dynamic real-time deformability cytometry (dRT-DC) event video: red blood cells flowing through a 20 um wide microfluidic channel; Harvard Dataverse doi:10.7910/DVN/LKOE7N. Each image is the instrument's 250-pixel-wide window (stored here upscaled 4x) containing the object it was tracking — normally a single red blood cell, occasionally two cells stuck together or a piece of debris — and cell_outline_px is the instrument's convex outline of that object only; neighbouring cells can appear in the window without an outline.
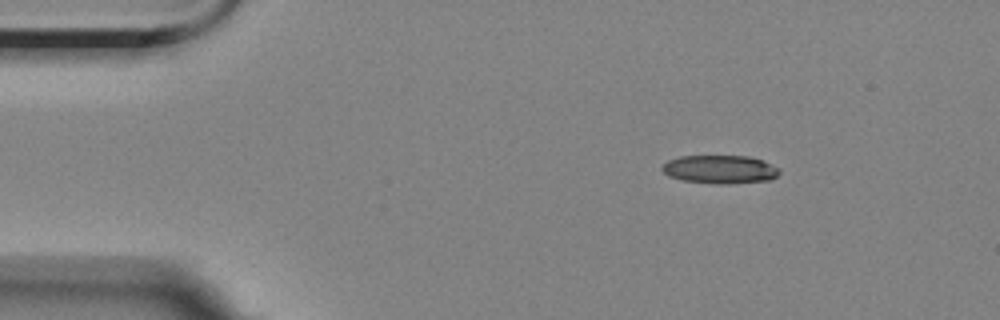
{"species": "Egyptian fruit bat (a non-hibernating species)", "species_latin": "Rousettus aegyptiacus", "temperature_condition": "room temperature", "stored_images_in_passage": 3, "camera_frame_rate_fps": 3000, "um_per_image_px": 0.085, "animal": {"sex": "female"}, "frame": {"image": 1, "passage_image": 1, "time_ms": 0.0, "image_size_px": [1000, 320], "cell_outline_px": [[780, 172], [772, 180], [728, 184], [716, 184], [680, 180], [668, 176], [660, 168], [668, 160], [680, 156], [748, 156], [764, 160], [780, 168]], "centroid_in_image_um": [61.22, 14.4], "position_along_channel_um": 23.8, "area_um2": 19.65}}